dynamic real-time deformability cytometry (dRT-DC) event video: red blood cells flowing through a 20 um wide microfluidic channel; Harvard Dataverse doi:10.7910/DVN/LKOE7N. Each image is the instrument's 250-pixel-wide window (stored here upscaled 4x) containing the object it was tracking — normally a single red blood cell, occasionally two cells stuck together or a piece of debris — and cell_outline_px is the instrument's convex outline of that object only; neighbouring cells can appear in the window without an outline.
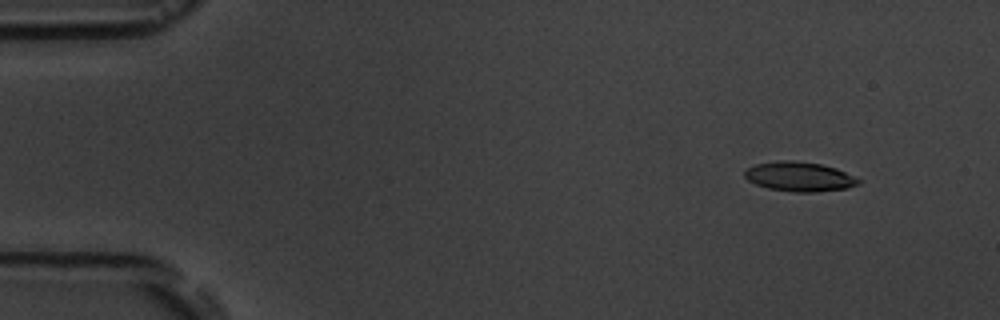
{"species": "common noctule bat (a hibernating species)", "species_latin": "Nyctalus noctula", "temperature_condition": "room temperature", "stored_images_in_passage": 5, "camera_frame_rate_fps": 3000, "um_per_image_px": 0.085, "animal": {"sex": "male", "body_mass_g": 19.5, "forearm_length_mm": 54.6}, "frame": {"image": 1, "passage_image": 2, "time_ms": 1.0, "image_size_px": [1000, 320], "cell_outline_px": [[860, 184], [848, 188], [816, 192], [792, 192], [768, 188], [756, 184], [748, 180], [744, 176], [744, 172], [748, 168], [756, 164], [784, 160], [792, 160], [820, 164], [836, 168], [860, 180]], "centroid_in_image_um": [67.95, 15.02], "position_along_channel_um": 17.1, "area_um2": 19.42}}
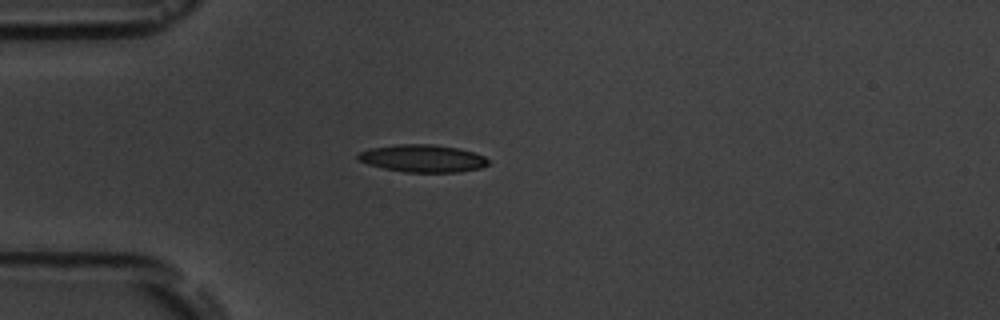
{"frame": {"image": 2, "passage_image": 5, "time_ms": 4.333, "image_size_px": [1000, 320], "cell_outline_px": [[488, 164], [480, 168], [460, 172], [404, 172], [384, 168], [368, 164], [356, 160], [356, 156], [360, 152], [368, 148], [396, 144], [432, 144], [460, 148], [484, 156], [488, 160]], "centroid_in_image_um": [35.89, 13.46], "position_along_channel_um": 49.1, "area_um2": 20.98}}